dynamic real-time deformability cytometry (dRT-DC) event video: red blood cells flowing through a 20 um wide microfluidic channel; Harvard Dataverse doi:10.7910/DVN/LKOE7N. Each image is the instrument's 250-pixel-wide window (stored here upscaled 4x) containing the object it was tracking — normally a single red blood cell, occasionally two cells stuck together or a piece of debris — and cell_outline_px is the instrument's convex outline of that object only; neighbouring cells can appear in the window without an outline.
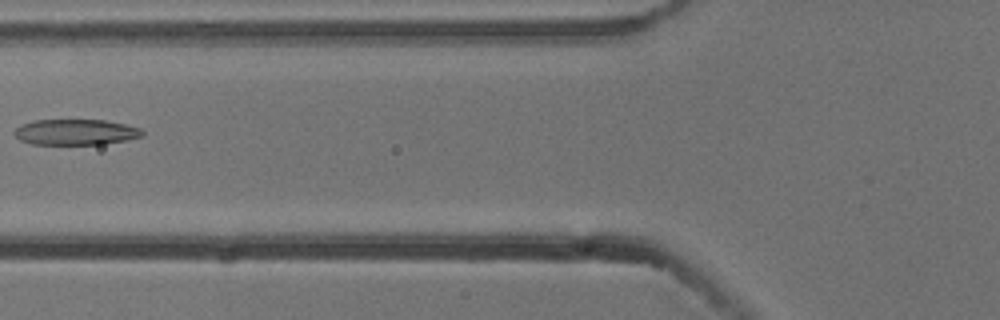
{"species": "common noctule bat (a hibernating species)", "species_latin": "Nyctalus noctula", "temperature_condition": "cold", "stored_images_in_passage": 7, "camera_frame_rate_fps": 3000, "um_per_image_px": 0.085, "animal": {"sex": "male", "body_mass_g": 13.3}, "frame": {"image": 1, "passage_image": 6, "time_ms": 1.667, "image_size_px": [1000, 320], "cell_outline_px": [[144, 136], [104, 144], [32, 144], [20, 140], [12, 132], [20, 124], [36, 120], [104, 120], [124, 124], [140, 128], [144, 132]], "centroid_in_image_um": [6.41, 11.22], "position_along_channel_um": 119.4, "area_um2": 19.13}}
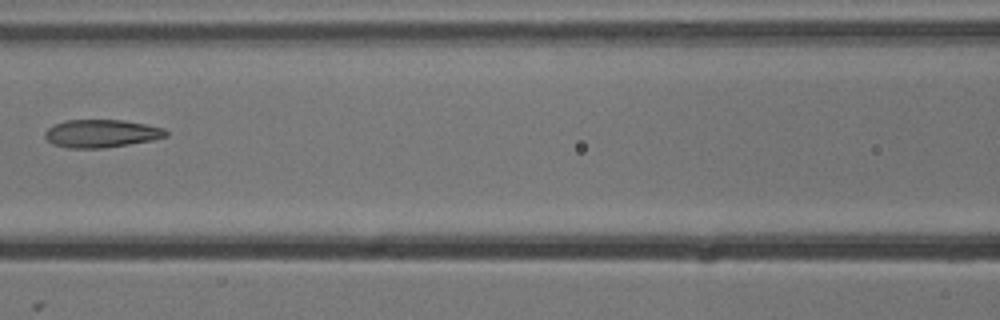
{"frame": {"image": 2, "passage_image": 7, "time_ms": 2.0, "image_size_px": [1000, 320], "cell_outline_px": [[168, 136], [152, 140], [104, 148], [68, 148], [52, 144], [44, 136], [44, 132], [48, 128], [56, 124], [68, 120], [124, 120], [164, 128], [168, 132]], "centroid_in_image_um": [8.62, 11.35], "position_along_channel_um": 158.0, "area_um2": 19.59}}